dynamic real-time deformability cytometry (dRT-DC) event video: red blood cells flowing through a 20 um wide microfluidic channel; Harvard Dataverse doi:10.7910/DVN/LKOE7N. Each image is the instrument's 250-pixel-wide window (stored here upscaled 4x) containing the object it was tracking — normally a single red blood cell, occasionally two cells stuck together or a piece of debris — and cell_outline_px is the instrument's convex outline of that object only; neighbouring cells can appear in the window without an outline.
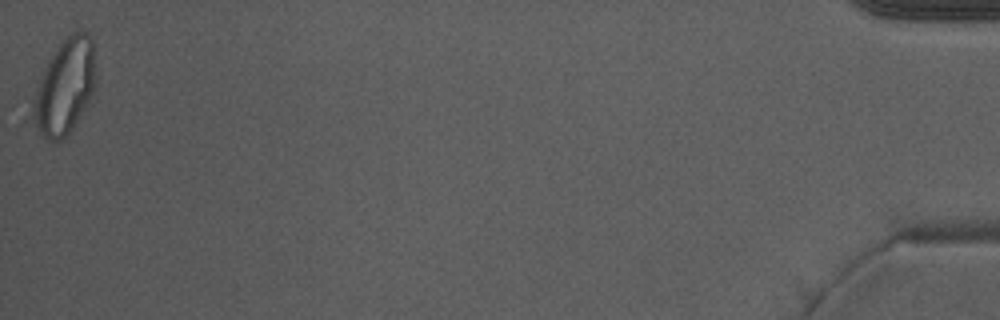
{"species": "Egyptian fruit bat (a non-hibernating species)", "species_latin": "Rousettus aegyptiacus", "temperature_condition": "warm", "stored_images_in_passage": 48, "camera_frame_rate_fps": 3000, "um_per_image_px": 0.085, "animal": {"sex": "male"}, "frame": {"image": 1, "passage_image": 48, "time_ms": 15.667, "image_size_px": [1000, 320], "cell_outline_px": [[96, 76], [92, 92], [88, 104], [64, 140], [52, 140], [40, 136], [32, 116], [32, 100], [48, 60], [52, 52], [60, 40], [72, 32], [88, 32], [92, 40], [96, 68]], "centroid_in_image_um": [5.51, 7.35], "position_along_channel_um": 429.7, "area_um2": 34.85}, "authors_computed_cell_mechanics": {"area_um2": 29.6514, "velocity_mm_per_s": 3.9554, "shape_relaxation_time_tau1_ms": null, "shape_relaxation_time_tau2_ms": 0.6707, "deformation_change_tau1": null, "deformation_change_tau2": 0.0622}}